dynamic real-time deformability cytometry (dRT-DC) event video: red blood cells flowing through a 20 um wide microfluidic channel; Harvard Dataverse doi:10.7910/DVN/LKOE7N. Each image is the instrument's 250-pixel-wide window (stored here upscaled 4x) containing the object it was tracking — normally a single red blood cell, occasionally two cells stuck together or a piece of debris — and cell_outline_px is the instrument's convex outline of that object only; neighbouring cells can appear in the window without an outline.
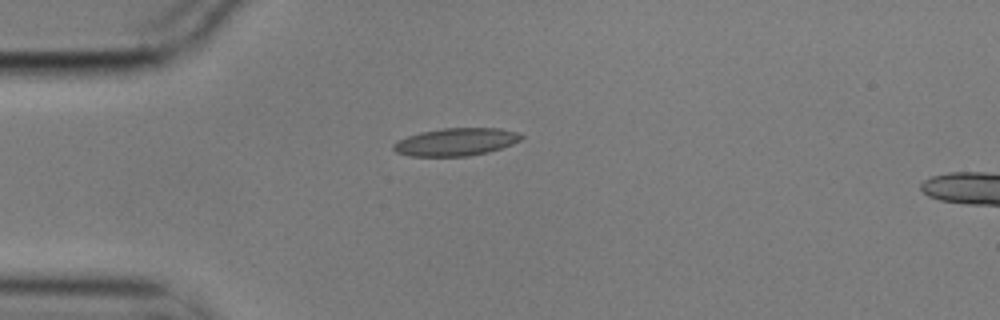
{"species": "common noctule bat (a hibernating species)", "species_latin": "Nyctalus noctula", "temperature_condition": "cold", "stored_images_in_passage": 7, "camera_frame_rate_fps": 3000, "um_per_image_px": 0.085, "animal": {"sex": "male", "body_mass_g": 17.9}, "frame": {"image": 1, "passage_image": 1, "time_ms": 0.0, "image_size_px": [1000, 320], "cell_outline_px": [[524, 136], [520, 140], [512, 144], [488, 152], [468, 156], [408, 156], [396, 152], [392, 148], [392, 144], [408, 136], [420, 132], [444, 128], [500, 128], [516, 132]], "centroid_in_image_um": [38.74, 12.06], "position_along_channel_um": 46.3, "area_um2": 20.52}}
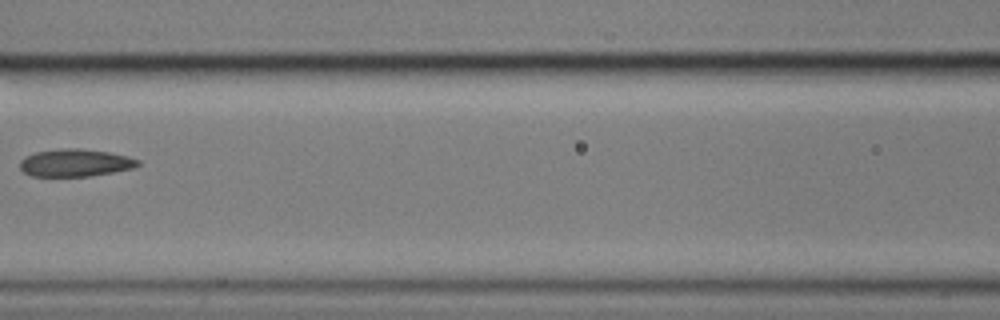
{"frame": {"image": 2, "passage_image": 4, "time_ms": 1.0, "image_size_px": [1000, 320], "cell_outline_px": [[140, 164], [132, 168], [92, 176], [32, 176], [24, 172], [20, 168], [20, 160], [24, 156], [36, 152], [60, 148], [80, 148], [108, 152], [128, 156], [140, 160]], "centroid_in_image_um": [6.38, 13.83], "position_along_channel_um": 160.2, "area_um2": 18.96}}
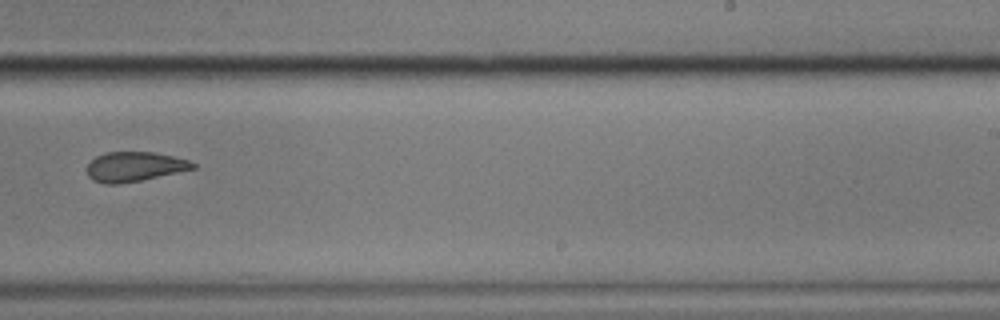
{"frame": {"image": 3, "passage_image": 7, "time_ms": 2.0, "image_size_px": [1000, 320], "cell_outline_px": [[196, 168], [140, 180], [116, 184], [104, 184], [92, 180], [88, 176], [88, 164], [96, 156], [104, 152], [156, 152], [188, 160], [196, 164]], "centroid_in_image_um": [11.41, 14.16], "position_along_channel_um": 277.6, "area_um2": 18.15}}